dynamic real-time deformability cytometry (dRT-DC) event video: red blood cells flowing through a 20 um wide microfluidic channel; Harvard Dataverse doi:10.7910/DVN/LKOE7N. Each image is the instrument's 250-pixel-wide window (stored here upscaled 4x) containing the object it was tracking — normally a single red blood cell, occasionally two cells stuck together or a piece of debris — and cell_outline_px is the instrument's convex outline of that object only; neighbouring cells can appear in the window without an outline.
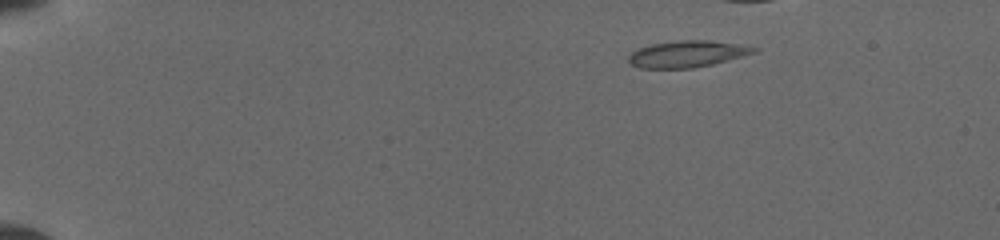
{"species": "common noctule bat (a hibernating species)", "species_latin": "Nyctalus noctula", "temperature_condition": "cold", "stored_images_in_passage": 5, "camera_frame_rate_fps": 3000, "um_per_image_px": 0.085, "animal": {"sex": "female", "body_mass_g": 19.5, "forearm_length_mm": 54.1}, "frame": {"image": 1, "passage_image": 1, "time_ms": 0.0, "image_size_px": [1000, 240], "cell_outline_px": [[760, 48], [756, 52], [712, 64], [692, 68], [640, 68], [632, 64], [628, 60], [628, 56], [632, 52], [640, 48], [652, 44], [676, 40], [712, 40]], "centroid_in_image_um": [58.4, 4.58], "position_along_channel_um": 26.6, "area_um2": 19.19}}